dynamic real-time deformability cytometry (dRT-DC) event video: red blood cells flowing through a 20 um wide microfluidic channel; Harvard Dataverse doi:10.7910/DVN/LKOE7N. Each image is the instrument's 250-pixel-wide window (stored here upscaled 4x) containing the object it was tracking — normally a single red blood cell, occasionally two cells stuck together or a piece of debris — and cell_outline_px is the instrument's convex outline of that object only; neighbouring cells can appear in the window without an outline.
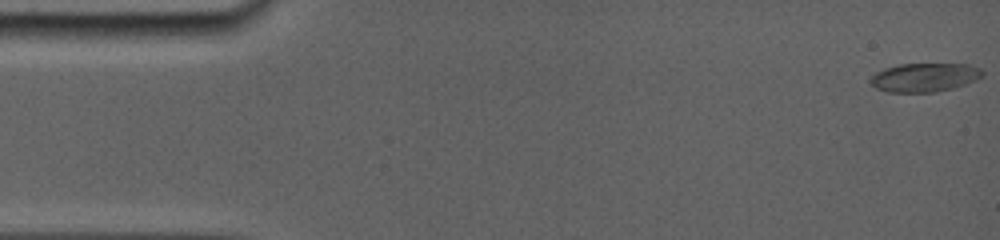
{"species": "common noctule bat (a hibernating species)", "species_latin": "Nyctalus noctula", "temperature_condition": "room temperature", "stored_images_in_passage": 36, "camera_frame_rate_fps": 5000, "um_per_image_px": 0.085, "animal": {"sex": "female", "body_mass_g": 19.0, "forearm_length_mm": 56.7}, "frame": {"image": 1, "passage_image": 1, "time_ms": 0.0, "image_size_px": [1000, 240], "cell_outline_px": [[984, 72], [980, 76], [964, 84], [952, 88], [936, 92], [888, 92], [876, 88], [868, 80], [876, 72], [884, 68], [900, 64], [968, 64], [980, 68]], "centroid_in_image_um": [78.53, 6.57], "position_along_channel_um": 6.5, "area_um2": 18.55}}
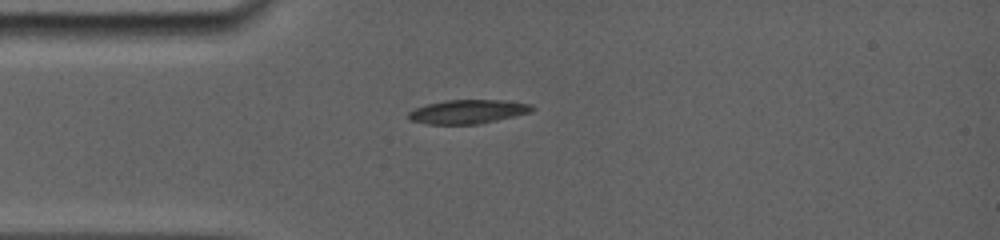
{"frame": {"image": 2, "passage_image": 26, "time_ms": 4.0, "image_size_px": [1000, 240], "cell_outline_px": [[536, 108], [532, 112], [480, 124], [428, 124], [412, 120], [408, 116], [408, 112], [416, 108], [428, 104], [444, 100], [504, 100], [532, 104]], "centroid_in_image_um": [39.83, 9.49], "position_along_channel_um": 45.2, "area_um2": 17.22}}
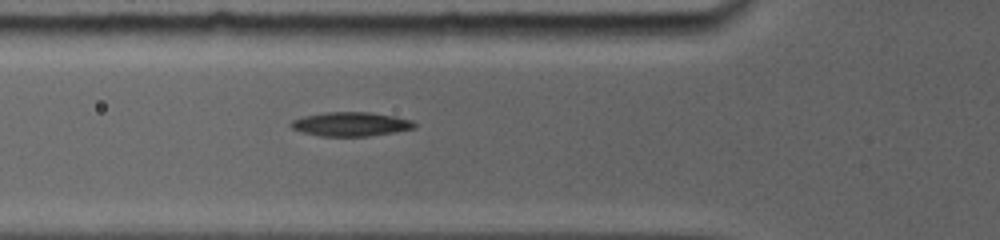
{"frame": {"image": 3, "passage_image": 35, "time_ms": 5.6, "image_size_px": [1000, 240], "cell_outline_px": [[416, 128], [396, 132], [368, 136], [320, 136], [304, 132], [292, 128], [288, 124], [292, 120], [304, 116], [324, 112], [368, 112], [396, 116], [412, 120], [416, 124]], "centroid_in_image_um": [29.84, 10.55], "position_along_channel_um": 96.0, "area_um2": 17.4}}